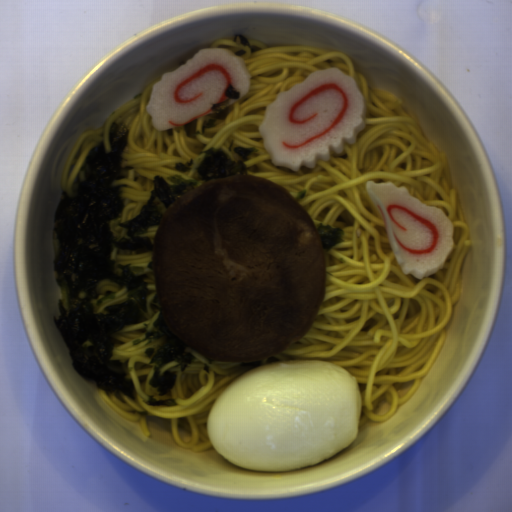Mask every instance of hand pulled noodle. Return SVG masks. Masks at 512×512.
Instances as JSON below:
<instances>
[{
	"label": "hand pulled noodle",
	"mask_w": 512,
	"mask_h": 512,
	"mask_svg": "<svg viewBox=\"0 0 512 512\" xmlns=\"http://www.w3.org/2000/svg\"><path fill=\"white\" fill-rule=\"evenodd\" d=\"M97 298L91 299L94 313H108L105 309L111 303L122 304L129 297L127 287H121L119 284L110 280H101L97 283Z\"/></svg>",
	"instance_id": "772679e5"
},
{
	"label": "hand pulled noodle",
	"mask_w": 512,
	"mask_h": 512,
	"mask_svg": "<svg viewBox=\"0 0 512 512\" xmlns=\"http://www.w3.org/2000/svg\"><path fill=\"white\" fill-rule=\"evenodd\" d=\"M209 48H228L240 56L249 72L247 95L232 103L225 119L206 127L207 114L197 118V135L190 138L184 125L172 134L152 125L146 108L151 90L161 77L139 94L114 109L101 124L83 130L74 140L61 175L62 192L71 187L90 149L102 141L110 152L109 127L112 122L128 124L127 159L122 167L128 175L114 180L120 197L126 198L119 218L111 220L110 231L118 240L130 238L118 226L139 214L151 196L153 180L178 175L197 181V166L208 149H223L229 158L241 159L235 147L257 149L243 164L247 174L269 179L287 189L292 199L305 209L315 223H330L343 229V241L323 250L325 290L319 313L307 332L291 347L273 357L256 362H211L191 351L195 360L181 372L171 391L159 396L150 386L155 362L145 350L157 347L163 338L144 339L154 329L160 312H153L148 295L147 320L126 325L116 333L110 360H129L134 398L121 392L125 402L96 385L100 398L115 413L138 423L144 435H153L148 417L170 421L171 436L178 449L194 452L217 451L207 435V419L217 396L239 375L259 365L289 359L335 362L356 375L362 412L358 430L368 421L389 422L408 403L430 373L449 332L460 302V279L471 247V229L456 187L452 167L425 124L403 103L399 94L372 91L368 79L357 70L341 49L310 44L266 45L246 36L215 41ZM338 67L357 79L367 104L366 122L356 143L346 145L345 155L319 161L313 169L301 167L297 173L273 166L263 147L258 129L266 105L317 69ZM191 170L178 172L175 163ZM391 181L405 185L411 194L429 206L440 207L454 222L456 248L438 274L424 279L405 275L397 265L387 235L367 197L366 182ZM149 394L157 400L175 399L176 406L144 404Z\"/></svg>",
	"instance_id": "14784b9a"
},
{
	"label": "hand pulled noodle",
	"mask_w": 512,
	"mask_h": 512,
	"mask_svg": "<svg viewBox=\"0 0 512 512\" xmlns=\"http://www.w3.org/2000/svg\"><path fill=\"white\" fill-rule=\"evenodd\" d=\"M159 207H160V209H161L162 213H163V212L166 210V208H167V206H165V204H164V203H161V202H160V204H159Z\"/></svg>",
	"instance_id": "8796e031"
},
{
	"label": "hand pulled noodle",
	"mask_w": 512,
	"mask_h": 512,
	"mask_svg": "<svg viewBox=\"0 0 512 512\" xmlns=\"http://www.w3.org/2000/svg\"><path fill=\"white\" fill-rule=\"evenodd\" d=\"M157 231H158V224L157 225H150V227L148 229V232L140 234V236H149L151 238L152 242H153V240H155V238H156Z\"/></svg>",
	"instance_id": "bd1af8b7"
},
{
	"label": "hand pulled noodle",
	"mask_w": 512,
	"mask_h": 512,
	"mask_svg": "<svg viewBox=\"0 0 512 512\" xmlns=\"http://www.w3.org/2000/svg\"><path fill=\"white\" fill-rule=\"evenodd\" d=\"M153 251L138 254V255H122L119 254L116 247L112 251L111 260L117 259V263H121L124 265L131 263V269L134 273L139 274L142 272H152L151 268L147 267V264L152 261ZM116 263V264H117Z\"/></svg>",
	"instance_id": "2289bc40"
},
{
	"label": "hand pulled noodle",
	"mask_w": 512,
	"mask_h": 512,
	"mask_svg": "<svg viewBox=\"0 0 512 512\" xmlns=\"http://www.w3.org/2000/svg\"><path fill=\"white\" fill-rule=\"evenodd\" d=\"M148 288H149L150 290H156L155 282H154V283H152V284H150V285H148Z\"/></svg>",
	"instance_id": "2babfb4a"
}]
</instances>
